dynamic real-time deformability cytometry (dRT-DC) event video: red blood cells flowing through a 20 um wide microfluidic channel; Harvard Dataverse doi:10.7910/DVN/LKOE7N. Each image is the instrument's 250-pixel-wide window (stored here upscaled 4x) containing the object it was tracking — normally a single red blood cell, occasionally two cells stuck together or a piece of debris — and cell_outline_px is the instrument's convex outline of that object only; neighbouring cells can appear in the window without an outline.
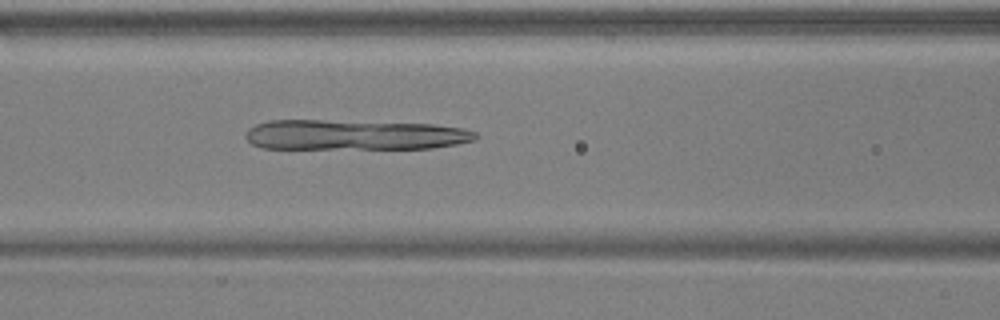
{"species": "common noctule bat (a hibernating species)", "species_latin": "Nyctalus noctula", "temperature_condition": "warm", "stored_images_in_passage": 53, "camera_frame_rate_fps": 3000, "um_per_image_px": 0.085, "animal": {"sex": "male", "body_mass_g": 17.9, "forearm_length_mm": 54.2}, "frame": {"image": 1, "passage_image": 22, "time_ms": 7.0, "image_size_px": [1000, 320], "cell_outline_px": [[480, 136], [476, 140], [456, 144], [432, 148], [264, 148], [252, 144], [244, 136], [248, 128], [256, 124], [268, 120], [324, 120], [432, 124], [464, 128], [476, 132]], "centroid_in_image_um": [30.14, 11.46], "position_along_channel_um": 136.5, "area_um2": 40.52}}
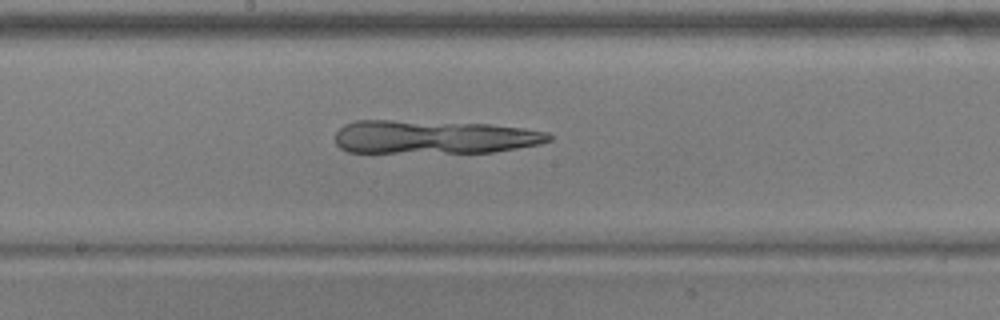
{"frame": {"image": 2, "passage_image": 28, "time_ms": 9.0, "image_size_px": [1000, 320], "cell_outline_px": [[552, 140], [540, 144], [492, 152], [348, 152], [340, 148], [336, 144], [336, 132], [344, 124], [356, 120], [392, 120], [488, 124], [520, 128], [548, 132], [552, 136]], "centroid_in_image_um": [36.85, 11.64], "position_along_channel_um": 211.3, "area_um2": 41.56}}
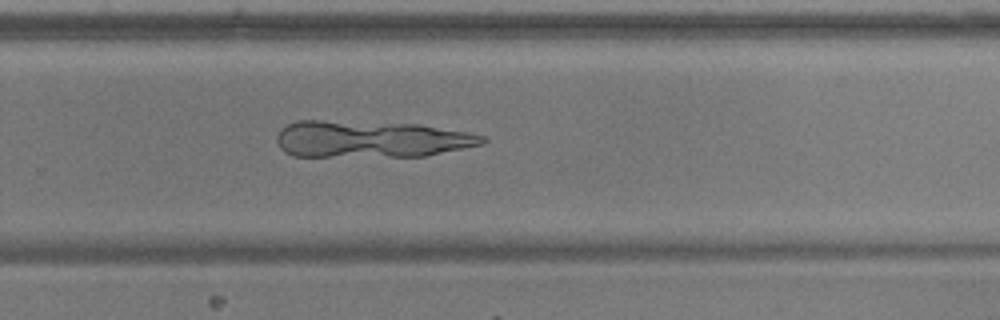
{"frame": {"image": 3, "passage_image": 35, "time_ms": 11.333, "image_size_px": [1000, 320], "cell_outline_px": [[488, 140], [484, 144], [424, 156], [292, 156], [284, 152], [280, 148], [276, 140], [276, 136], [280, 128], [296, 120], [320, 120], [420, 124], [468, 132], [484, 136]], "centroid_in_image_um": [31.5, 11.82], "position_along_channel_um": 298.3, "area_um2": 44.33}}